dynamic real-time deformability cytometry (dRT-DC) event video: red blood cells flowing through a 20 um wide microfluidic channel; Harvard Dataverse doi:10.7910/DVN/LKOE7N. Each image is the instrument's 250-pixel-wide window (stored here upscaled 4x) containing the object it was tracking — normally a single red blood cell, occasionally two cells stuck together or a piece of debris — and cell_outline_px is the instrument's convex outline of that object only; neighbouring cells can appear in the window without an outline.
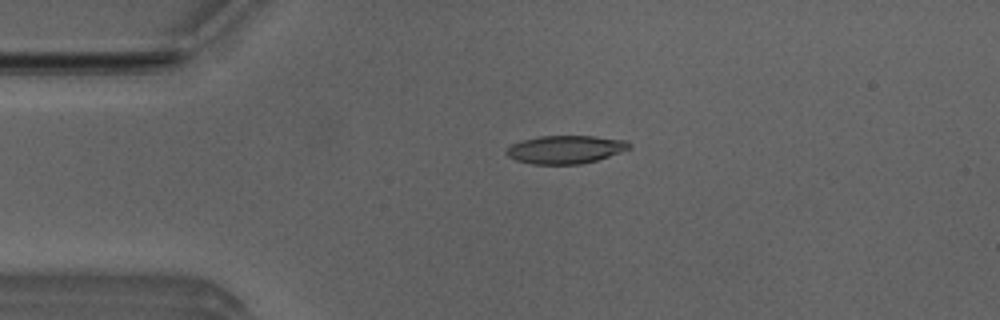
{"species": "Egyptian fruit bat (a non-hibernating species)", "species_latin": "Rousettus aegyptiacus", "temperature_condition": "room temperature", "stored_images_in_passage": 2, "camera_frame_rate_fps": 3000, "um_per_image_px": 0.085, "animal": {"sex": "male"}, "frame": {"image": 1, "passage_image": 1, "time_ms": 0.0, "image_size_px": [1000, 320], "cell_outline_px": [[632, 148], [596, 160], [580, 164], [532, 164], [516, 160], [508, 156], [504, 152], [512, 144], [520, 140], [540, 136], [596, 136], [628, 140], [632, 144]], "centroid_in_image_um": [48.08, 12.69], "position_along_channel_um": 36.9, "area_um2": 20.23}}